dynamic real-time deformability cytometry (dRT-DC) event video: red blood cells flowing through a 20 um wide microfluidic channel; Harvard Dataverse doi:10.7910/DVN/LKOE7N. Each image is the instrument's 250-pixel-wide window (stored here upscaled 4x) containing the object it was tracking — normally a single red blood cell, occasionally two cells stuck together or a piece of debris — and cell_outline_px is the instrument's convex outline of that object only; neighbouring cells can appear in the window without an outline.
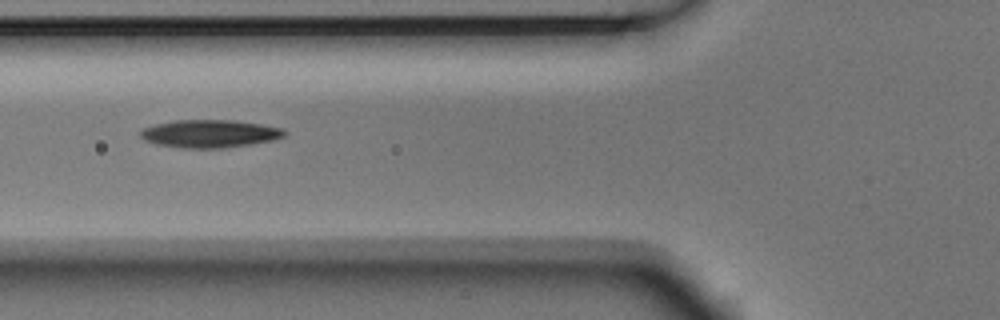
{"species": "Egyptian fruit bat (a non-hibernating species)", "species_latin": "Rousettus aegyptiacus", "temperature_condition": "room temperature", "stored_images_in_passage": 7, "camera_frame_rate_fps": 3000, "um_per_image_px": 0.085, "animal": {"sex": "male"}, "frame": {"image": 1, "passage_image": 5, "time_ms": 1.333, "image_size_px": [1000, 320], "cell_outline_px": [[288, 132], [284, 136], [272, 140], [252, 144], [224, 148], [180, 148], [156, 144], [144, 140], [140, 136], [140, 132], [144, 128], [156, 124], [172, 120], [236, 120], [284, 128]], "centroid_in_image_um": [17.84, 11.36], "position_along_channel_um": 108.0, "area_um2": 23.52}}
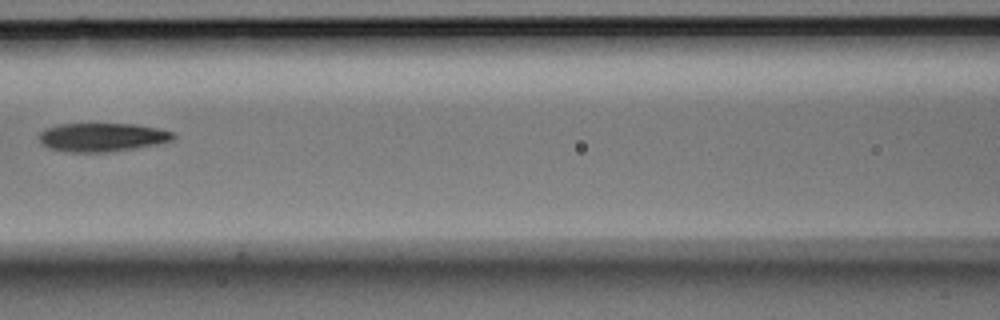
{"frame": {"image": 2, "passage_image": 6, "time_ms": 1.667, "image_size_px": [1000, 320], "cell_outline_px": [[176, 136], [172, 140], [156, 144], [108, 152], [72, 152], [52, 148], [40, 144], [40, 132], [44, 128], [56, 124], [132, 124], [156, 128], [172, 132]], "centroid_in_image_um": [8.64, 11.65], "position_along_channel_um": 158.0, "area_um2": 22.08}}
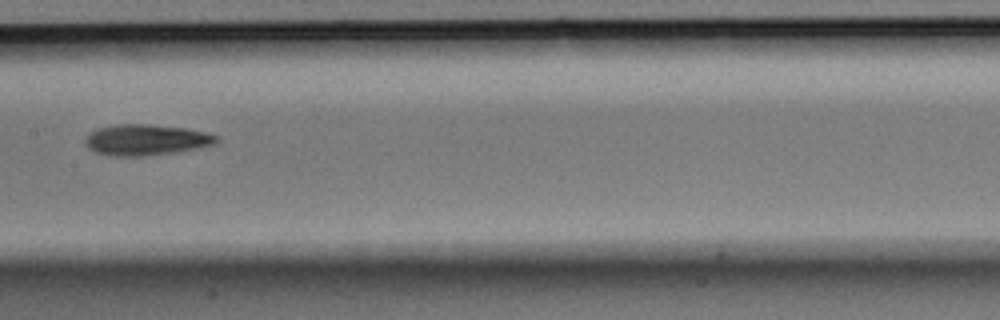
{"frame": {"image": 3, "passage_image": 7, "time_ms": 2.0, "image_size_px": [1000, 320], "cell_outline_px": [[220, 140], [216, 144], [196, 148], [172, 152], [144, 156], [108, 156], [96, 152], [88, 148], [84, 144], [84, 140], [92, 132], [100, 128], [116, 124], [152, 124], [188, 128], [204, 132], [216, 136]], "centroid_in_image_um": [12.41, 11.88], "position_along_channel_um": 195.0, "area_um2": 23.58}}